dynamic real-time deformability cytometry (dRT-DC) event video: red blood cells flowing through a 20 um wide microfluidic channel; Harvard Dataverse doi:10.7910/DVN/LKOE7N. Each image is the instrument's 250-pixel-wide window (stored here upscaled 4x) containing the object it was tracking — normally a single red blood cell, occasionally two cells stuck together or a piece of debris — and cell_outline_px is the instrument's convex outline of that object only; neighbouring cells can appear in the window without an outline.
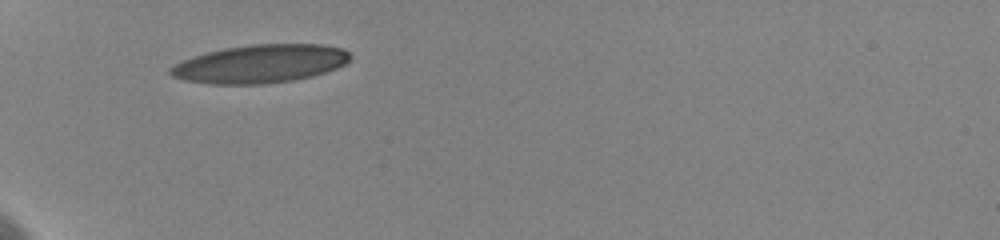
{"species": "human", "species_latin": "Homo sapiens", "temperature_condition": "cold", "stored_images_in_passage": 11, "camera_frame_rate_fps": 3000, "um_per_image_px": 0.085, "donor": {"sex": "female"}, "frame": {"image": 1, "passage_image": 1, "time_ms": 0.0, "image_size_px": [1000, 240], "cell_outline_px": [[352, 56], [344, 64], [336, 68], [312, 76], [292, 80], [264, 84], [208, 84], [184, 80], [172, 76], [168, 72], [168, 68], [192, 56], [204, 52], [224, 48], [252, 44], [320, 44], [344, 48]], "centroid_in_image_um": [22.09, 5.42], "position_along_channel_um": 62.9, "area_um2": 40.17}}